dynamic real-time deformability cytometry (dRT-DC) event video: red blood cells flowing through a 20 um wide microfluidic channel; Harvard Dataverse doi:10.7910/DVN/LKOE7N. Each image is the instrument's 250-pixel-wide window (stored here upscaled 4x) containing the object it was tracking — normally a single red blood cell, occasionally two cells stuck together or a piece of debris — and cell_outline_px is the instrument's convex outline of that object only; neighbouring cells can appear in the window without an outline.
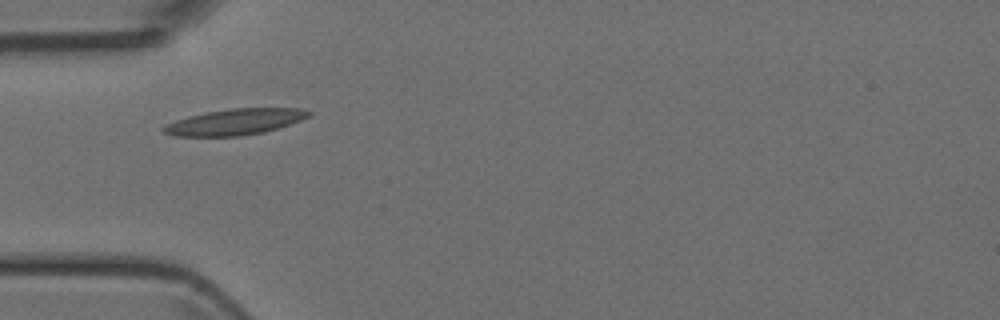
{"species": "Egyptian fruit bat (a non-hibernating species)", "species_latin": "Rousettus aegyptiacus", "temperature_condition": "room temperature", "stored_images_in_passage": 35, "camera_frame_rate_fps": 3000, "um_per_image_px": 0.085, "animal": {"sex": "female"}, "frame": {"image": 1, "passage_image": 1, "time_ms": 0.0, "image_size_px": [1000, 320], "cell_outline_px": [[312, 116], [264, 132], [240, 136], [176, 136], [164, 132], [160, 128], [164, 124], [188, 116], [228, 108], [300, 108], [312, 112]], "centroid_in_image_um": [19.96, 10.35], "position_along_channel_um": 65.0, "area_um2": 21.96}}
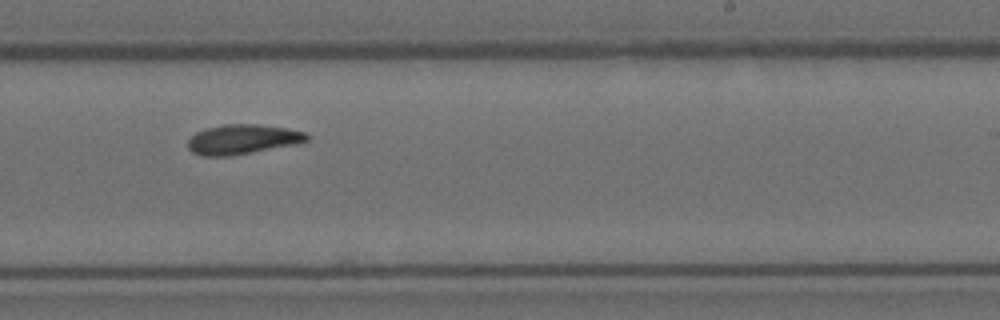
{"frame": {"image": 2, "passage_image": 16, "time_ms": 5.0, "image_size_px": [1000, 320], "cell_outline_px": [[308, 140], [296, 144], [228, 156], [200, 156], [192, 152], [188, 148], [188, 140], [196, 132], [208, 128], [224, 124], [256, 124], [288, 128], [304, 132], [308, 136]], "centroid_in_image_um": [20.59, 11.84], "position_along_channel_um": 268.4, "area_um2": 20.4}}
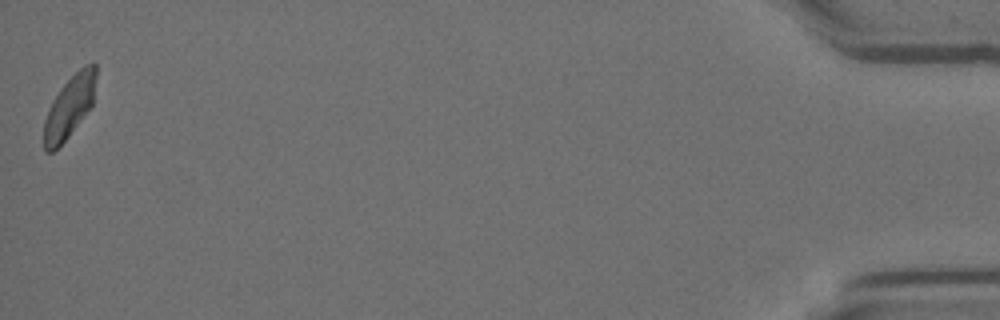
{"frame": {"image": 3, "passage_image": 35, "time_ms": 11.333, "image_size_px": [1000, 320], "cell_outline_px": [[96, 76], [92, 104], [68, 136], [52, 152], [44, 152], [44, 120], [48, 108], [52, 100], [60, 88], [84, 64], [92, 60], [96, 64]], "centroid_in_image_um": [5.89, 9.02], "position_along_channel_um": 429.3, "area_um2": 18.55}}